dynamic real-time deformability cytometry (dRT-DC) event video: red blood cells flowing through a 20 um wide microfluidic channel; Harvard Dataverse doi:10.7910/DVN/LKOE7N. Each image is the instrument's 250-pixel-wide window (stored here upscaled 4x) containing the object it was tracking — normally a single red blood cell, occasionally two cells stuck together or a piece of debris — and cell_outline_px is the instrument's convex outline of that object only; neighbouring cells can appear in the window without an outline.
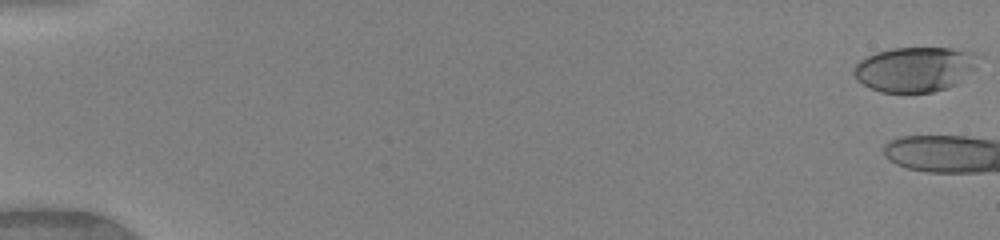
{"species": "human", "species_latin": "Homo sapiens", "temperature_condition": "warm", "stored_images_in_passage": 10, "camera_frame_rate_fps": 3000, "um_per_image_px": 0.085, "donor": {"sex": "female"}, "frame": {"image": 1, "passage_image": 1, "time_ms": 0.0, "image_size_px": [1000, 240], "cell_outline_px": [[984, 56], [976, 68], [956, 84], [948, 88], [932, 92], [880, 92], [856, 80], [852, 72], [852, 68], [860, 60], [876, 52], [892, 48], [952, 48], [980, 52]], "centroid_in_image_um": [77.84, 5.86], "position_along_channel_um": 7.2, "area_um2": 33.18}}